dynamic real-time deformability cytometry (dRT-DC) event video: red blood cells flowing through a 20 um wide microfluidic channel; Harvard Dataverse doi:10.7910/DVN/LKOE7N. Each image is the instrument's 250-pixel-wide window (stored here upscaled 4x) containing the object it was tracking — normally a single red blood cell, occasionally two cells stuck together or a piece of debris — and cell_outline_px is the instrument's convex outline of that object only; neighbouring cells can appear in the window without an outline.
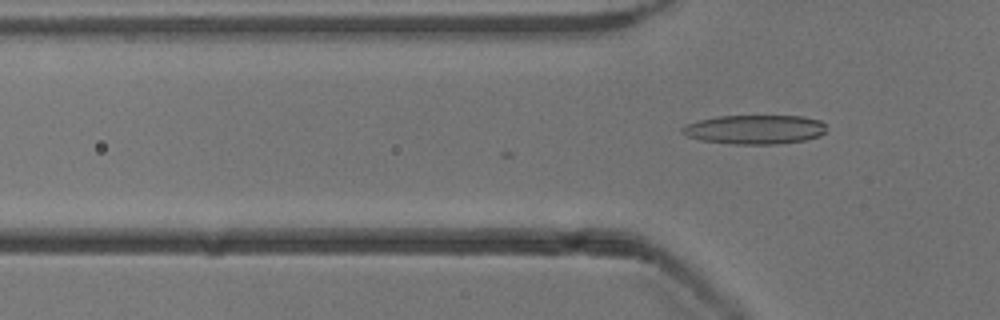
{"species": "common noctule bat (a hibernating species)", "species_latin": "Nyctalus noctula", "temperature_condition": "cold", "stored_images_in_passage": 2, "camera_frame_rate_fps": 3000, "um_per_image_px": 0.085, "animal": {"sex": "male", "body_mass_g": 13.3}, "frame": {"image": 1, "passage_image": 2, "time_ms": 0.333, "image_size_px": [1000, 320], "cell_outline_px": [[824, 132], [820, 136], [804, 140], [776, 144], [732, 144], [700, 140], [688, 136], [680, 132], [680, 128], [684, 124], [716, 116], [800, 116], [820, 120], [824, 124]], "centroid_in_image_um": [64.1, 11.0], "position_along_channel_um": 61.7, "area_um2": 24.51}}